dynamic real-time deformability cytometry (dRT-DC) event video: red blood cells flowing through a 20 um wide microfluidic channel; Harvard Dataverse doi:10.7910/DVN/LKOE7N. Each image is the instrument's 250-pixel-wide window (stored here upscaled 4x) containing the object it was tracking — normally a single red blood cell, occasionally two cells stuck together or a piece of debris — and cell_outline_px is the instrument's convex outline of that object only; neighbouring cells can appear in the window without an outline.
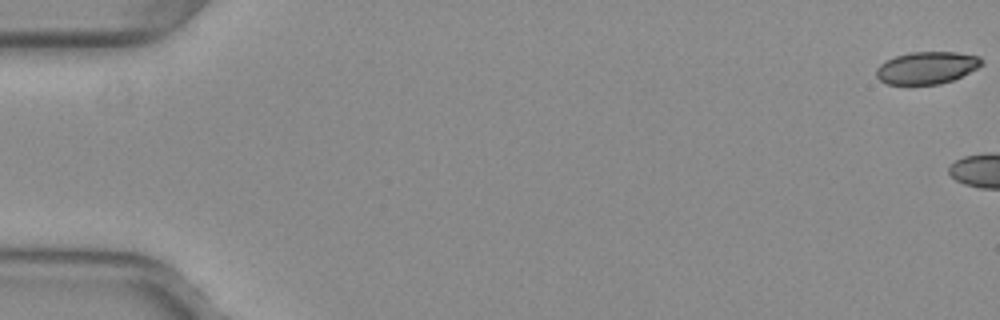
{"species": "common noctule bat (a hibernating species)", "species_latin": "Nyctalus noctula", "temperature_condition": "warm", "stored_images_in_passage": 7, "camera_frame_rate_fps": 3000, "um_per_image_px": 0.085, "animal": {"sex": "female", "body_mass_g": 29.2, "forearm_length_mm": 56.3}, "frame": {"image": 1, "passage_image": 1, "time_ms": 0.0, "image_size_px": [1000, 320], "cell_outline_px": [[984, 64], [952, 80], [940, 84], [884, 84], [876, 76], [876, 68], [880, 64], [896, 56], [912, 52], [956, 52], [980, 56], [984, 60]], "centroid_in_image_um": [78.78, 5.76], "position_along_channel_um": 6.2, "area_um2": 19.71}}